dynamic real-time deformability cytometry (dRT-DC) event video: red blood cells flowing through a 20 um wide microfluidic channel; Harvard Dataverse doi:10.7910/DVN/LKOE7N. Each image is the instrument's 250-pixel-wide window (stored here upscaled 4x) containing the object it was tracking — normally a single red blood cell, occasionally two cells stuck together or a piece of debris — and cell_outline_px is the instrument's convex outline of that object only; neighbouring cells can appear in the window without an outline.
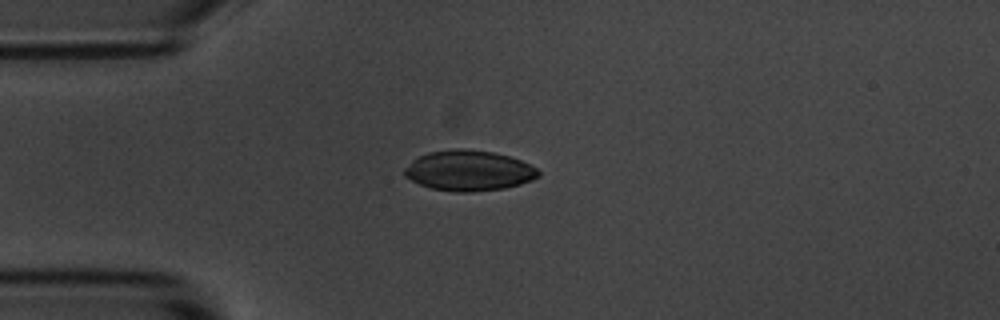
{"species": "common noctule bat (a hibernating species)", "species_latin": "Nyctalus noctula", "temperature_condition": "room temperature", "stored_images_in_passage": 12, "camera_frame_rate_fps": 3000, "um_per_image_px": 0.085, "animal": {"sex": "male", "body_mass_g": 20.1, "forearm_length_mm": 53.5}, "frame": {"image": 1, "passage_image": 3, "time_ms": 3.333, "image_size_px": [1000, 320], "cell_outline_px": [[540, 176], [532, 180], [520, 184], [504, 188], [468, 192], [456, 192], [432, 188], [420, 184], [404, 176], [404, 168], [412, 160], [428, 152], [456, 148], [464, 148], [492, 152], [508, 156], [520, 160], [536, 168], [540, 172]], "centroid_in_image_um": [39.84, 14.5], "position_along_channel_um": 45.2, "area_um2": 31.39}}
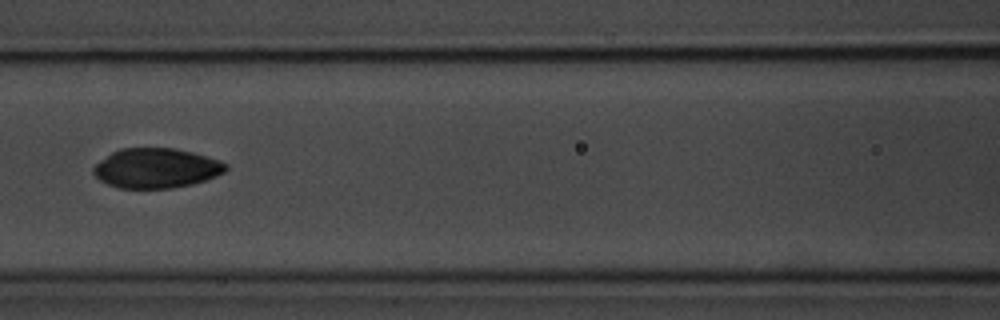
{"frame": {"image": 2, "passage_image": 6, "time_ms": 6.667, "image_size_px": [1000, 320], "cell_outline_px": [[228, 168], [224, 172], [216, 176], [192, 184], [168, 188], [120, 188], [108, 184], [100, 180], [92, 172], [92, 168], [100, 160], [112, 152], [120, 148], [172, 148], [192, 152], [220, 160], [228, 164]], "centroid_in_image_um": [13.27, 14.29], "position_along_channel_um": 153.3, "area_um2": 30.58}}
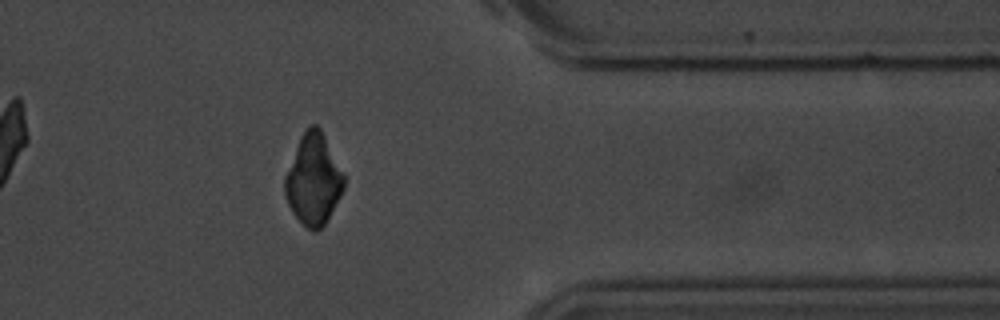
{"frame": {"image": 3, "passage_image": 12, "time_ms": 13.333, "image_size_px": [1000, 320], "cell_outline_px": [[344, 188], [340, 196], [324, 224], [316, 232], [312, 232], [292, 212], [284, 196], [284, 176], [300, 136], [312, 124], [316, 124], [320, 128], [344, 176]], "centroid_in_image_um": [26.6, 15.27], "position_along_channel_um": 384.8, "area_um2": 30.69}}